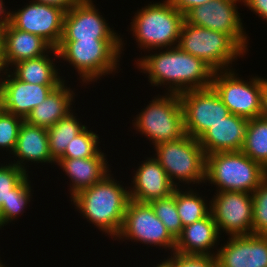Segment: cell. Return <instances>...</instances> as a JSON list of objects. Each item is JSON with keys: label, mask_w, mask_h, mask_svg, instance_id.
Segmentation results:
<instances>
[{"label": "cell", "mask_w": 267, "mask_h": 267, "mask_svg": "<svg viewBox=\"0 0 267 267\" xmlns=\"http://www.w3.org/2000/svg\"><path fill=\"white\" fill-rule=\"evenodd\" d=\"M133 176V186H129L131 200L149 203L156 199L169 197L173 194L176 186L168 178L166 171L155 159L147 157L139 164Z\"/></svg>", "instance_id": "18"}, {"label": "cell", "mask_w": 267, "mask_h": 267, "mask_svg": "<svg viewBox=\"0 0 267 267\" xmlns=\"http://www.w3.org/2000/svg\"><path fill=\"white\" fill-rule=\"evenodd\" d=\"M154 267H173L170 259L167 257V259H164L162 262H160V264H157L156 266L154 265Z\"/></svg>", "instance_id": "42"}, {"label": "cell", "mask_w": 267, "mask_h": 267, "mask_svg": "<svg viewBox=\"0 0 267 267\" xmlns=\"http://www.w3.org/2000/svg\"><path fill=\"white\" fill-rule=\"evenodd\" d=\"M29 176L27 175L15 188L11 190V195L0 207V229L9 222L17 219L20 213L23 214L32 195Z\"/></svg>", "instance_id": "29"}, {"label": "cell", "mask_w": 267, "mask_h": 267, "mask_svg": "<svg viewBox=\"0 0 267 267\" xmlns=\"http://www.w3.org/2000/svg\"><path fill=\"white\" fill-rule=\"evenodd\" d=\"M106 160V155L100 150L91 158H59L56 165L61 167L70 181V198L79 191L91 187L101 181L109 171L110 165Z\"/></svg>", "instance_id": "21"}, {"label": "cell", "mask_w": 267, "mask_h": 267, "mask_svg": "<svg viewBox=\"0 0 267 267\" xmlns=\"http://www.w3.org/2000/svg\"><path fill=\"white\" fill-rule=\"evenodd\" d=\"M246 7L267 22V0H243Z\"/></svg>", "instance_id": "36"}, {"label": "cell", "mask_w": 267, "mask_h": 267, "mask_svg": "<svg viewBox=\"0 0 267 267\" xmlns=\"http://www.w3.org/2000/svg\"><path fill=\"white\" fill-rule=\"evenodd\" d=\"M216 193L210 201L211 213L217 224L219 234L221 235L222 231L230 236L252 234V193L238 191Z\"/></svg>", "instance_id": "13"}, {"label": "cell", "mask_w": 267, "mask_h": 267, "mask_svg": "<svg viewBox=\"0 0 267 267\" xmlns=\"http://www.w3.org/2000/svg\"><path fill=\"white\" fill-rule=\"evenodd\" d=\"M230 70L215 71L211 87L219 95L230 113L247 119L260 117L262 78L253 76L250 81L237 77Z\"/></svg>", "instance_id": "9"}, {"label": "cell", "mask_w": 267, "mask_h": 267, "mask_svg": "<svg viewBox=\"0 0 267 267\" xmlns=\"http://www.w3.org/2000/svg\"><path fill=\"white\" fill-rule=\"evenodd\" d=\"M156 97L132 120L136 131L146 136L154 146L185 135L184 111L179 94L166 93Z\"/></svg>", "instance_id": "7"}, {"label": "cell", "mask_w": 267, "mask_h": 267, "mask_svg": "<svg viewBox=\"0 0 267 267\" xmlns=\"http://www.w3.org/2000/svg\"><path fill=\"white\" fill-rule=\"evenodd\" d=\"M122 40L60 41L58 55L77 71L82 82L97 81L119 68L123 53ZM82 77V78H81Z\"/></svg>", "instance_id": "3"}, {"label": "cell", "mask_w": 267, "mask_h": 267, "mask_svg": "<svg viewBox=\"0 0 267 267\" xmlns=\"http://www.w3.org/2000/svg\"><path fill=\"white\" fill-rule=\"evenodd\" d=\"M24 119L4 111L0 107V149L14 152L19 129Z\"/></svg>", "instance_id": "33"}, {"label": "cell", "mask_w": 267, "mask_h": 267, "mask_svg": "<svg viewBox=\"0 0 267 267\" xmlns=\"http://www.w3.org/2000/svg\"><path fill=\"white\" fill-rule=\"evenodd\" d=\"M112 175L110 172L98 183L79 191L71 202L87 221L116 240L130 196L129 187L124 188Z\"/></svg>", "instance_id": "2"}, {"label": "cell", "mask_w": 267, "mask_h": 267, "mask_svg": "<svg viewBox=\"0 0 267 267\" xmlns=\"http://www.w3.org/2000/svg\"><path fill=\"white\" fill-rule=\"evenodd\" d=\"M153 148L155 159L176 187H180V181L188 185L205 183L206 155L198 139L185 134L178 140L163 142Z\"/></svg>", "instance_id": "8"}, {"label": "cell", "mask_w": 267, "mask_h": 267, "mask_svg": "<svg viewBox=\"0 0 267 267\" xmlns=\"http://www.w3.org/2000/svg\"><path fill=\"white\" fill-rule=\"evenodd\" d=\"M151 3L139 9L130 23L139 48L149 52L177 46L184 14L169 0Z\"/></svg>", "instance_id": "4"}, {"label": "cell", "mask_w": 267, "mask_h": 267, "mask_svg": "<svg viewBox=\"0 0 267 267\" xmlns=\"http://www.w3.org/2000/svg\"><path fill=\"white\" fill-rule=\"evenodd\" d=\"M12 155L16 156L17 161L11 162L18 168L27 171L26 162L33 163H56L49 152L47 129L33 126L23 121ZM17 157L19 159H17Z\"/></svg>", "instance_id": "23"}, {"label": "cell", "mask_w": 267, "mask_h": 267, "mask_svg": "<svg viewBox=\"0 0 267 267\" xmlns=\"http://www.w3.org/2000/svg\"><path fill=\"white\" fill-rule=\"evenodd\" d=\"M5 3L3 0H0V27H6L9 23V14L10 11L5 9Z\"/></svg>", "instance_id": "40"}, {"label": "cell", "mask_w": 267, "mask_h": 267, "mask_svg": "<svg viewBox=\"0 0 267 267\" xmlns=\"http://www.w3.org/2000/svg\"><path fill=\"white\" fill-rule=\"evenodd\" d=\"M86 126L79 134L67 145L64 154L60 158H91L99 151V135Z\"/></svg>", "instance_id": "31"}, {"label": "cell", "mask_w": 267, "mask_h": 267, "mask_svg": "<svg viewBox=\"0 0 267 267\" xmlns=\"http://www.w3.org/2000/svg\"><path fill=\"white\" fill-rule=\"evenodd\" d=\"M116 239L134 240L142 244L162 246L175 251L176 239L155 215L149 203L131 200L128 202L123 224Z\"/></svg>", "instance_id": "10"}, {"label": "cell", "mask_w": 267, "mask_h": 267, "mask_svg": "<svg viewBox=\"0 0 267 267\" xmlns=\"http://www.w3.org/2000/svg\"><path fill=\"white\" fill-rule=\"evenodd\" d=\"M238 2L243 3V0H211L190 9L184 15V20L194 26L228 34L247 52L248 37L238 12Z\"/></svg>", "instance_id": "11"}, {"label": "cell", "mask_w": 267, "mask_h": 267, "mask_svg": "<svg viewBox=\"0 0 267 267\" xmlns=\"http://www.w3.org/2000/svg\"><path fill=\"white\" fill-rule=\"evenodd\" d=\"M219 240L217 224L210 213L207 217L183 227L181 235L176 239L175 252L216 256L217 251L213 252V249L219 245Z\"/></svg>", "instance_id": "22"}, {"label": "cell", "mask_w": 267, "mask_h": 267, "mask_svg": "<svg viewBox=\"0 0 267 267\" xmlns=\"http://www.w3.org/2000/svg\"><path fill=\"white\" fill-rule=\"evenodd\" d=\"M27 175L26 171L18 168L15 164H0V207L11 195V190Z\"/></svg>", "instance_id": "34"}, {"label": "cell", "mask_w": 267, "mask_h": 267, "mask_svg": "<svg viewBox=\"0 0 267 267\" xmlns=\"http://www.w3.org/2000/svg\"><path fill=\"white\" fill-rule=\"evenodd\" d=\"M138 61V62H137ZM135 60L137 68L148 74L151 86H165L167 93L211 87L214 70L204 61L178 46Z\"/></svg>", "instance_id": "1"}, {"label": "cell", "mask_w": 267, "mask_h": 267, "mask_svg": "<svg viewBox=\"0 0 267 267\" xmlns=\"http://www.w3.org/2000/svg\"><path fill=\"white\" fill-rule=\"evenodd\" d=\"M179 96L184 111L185 134L194 139L231 114L212 87L185 91Z\"/></svg>", "instance_id": "12"}, {"label": "cell", "mask_w": 267, "mask_h": 267, "mask_svg": "<svg viewBox=\"0 0 267 267\" xmlns=\"http://www.w3.org/2000/svg\"><path fill=\"white\" fill-rule=\"evenodd\" d=\"M252 234L267 236V177L252 192Z\"/></svg>", "instance_id": "32"}, {"label": "cell", "mask_w": 267, "mask_h": 267, "mask_svg": "<svg viewBox=\"0 0 267 267\" xmlns=\"http://www.w3.org/2000/svg\"><path fill=\"white\" fill-rule=\"evenodd\" d=\"M5 27H0V72L3 70V32Z\"/></svg>", "instance_id": "41"}, {"label": "cell", "mask_w": 267, "mask_h": 267, "mask_svg": "<svg viewBox=\"0 0 267 267\" xmlns=\"http://www.w3.org/2000/svg\"><path fill=\"white\" fill-rule=\"evenodd\" d=\"M0 267H7V266H5V264L3 265L2 261L0 260Z\"/></svg>", "instance_id": "43"}, {"label": "cell", "mask_w": 267, "mask_h": 267, "mask_svg": "<svg viewBox=\"0 0 267 267\" xmlns=\"http://www.w3.org/2000/svg\"><path fill=\"white\" fill-rule=\"evenodd\" d=\"M177 46L204 61L214 71L230 70L237 57L246 53L228 34L194 26L185 20Z\"/></svg>", "instance_id": "6"}, {"label": "cell", "mask_w": 267, "mask_h": 267, "mask_svg": "<svg viewBox=\"0 0 267 267\" xmlns=\"http://www.w3.org/2000/svg\"><path fill=\"white\" fill-rule=\"evenodd\" d=\"M0 77V107L24 120L53 89L59 86L30 84L20 81L10 73V69L2 70Z\"/></svg>", "instance_id": "16"}, {"label": "cell", "mask_w": 267, "mask_h": 267, "mask_svg": "<svg viewBox=\"0 0 267 267\" xmlns=\"http://www.w3.org/2000/svg\"><path fill=\"white\" fill-rule=\"evenodd\" d=\"M32 1L56 6L67 12L75 5L79 4L82 0H32Z\"/></svg>", "instance_id": "38"}, {"label": "cell", "mask_w": 267, "mask_h": 267, "mask_svg": "<svg viewBox=\"0 0 267 267\" xmlns=\"http://www.w3.org/2000/svg\"><path fill=\"white\" fill-rule=\"evenodd\" d=\"M54 59L47 53L38 58L26 59L14 64L13 72L17 79L30 84L60 85L65 80L59 75Z\"/></svg>", "instance_id": "25"}, {"label": "cell", "mask_w": 267, "mask_h": 267, "mask_svg": "<svg viewBox=\"0 0 267 267\" xmlns=\"http://www.w3.org/2000/svg\"><path fill=\"white\" fill-rule=\"evenodd\" d=\"M74 115L73 111L70 112L54 126L47 129L49 152L55 162L64 154L72 139L86 127Z\"/></svg>", "instance_id": "26"}, {"label": "cell", "mask_w": 267, "mask_h": 267, "mask_svg": "<svg viewBox=\"0 0 267 267\" xmlns=\"http://www.w3.org/2000/svg\"><path fill=\"white\" fill-rule=\"evenodd\" d=\"M169 257L173 267H216L215 256L182 254L174 251Z\"/></svg>", "instance_id": "35"}, {"label": "cell", "mask_w": 267, "mask_h": 267, "mask_svg": "<svg viewBox=\"0 0 267 267\" xmlns=\"http://www.w3.org/2000/svg\"><path fill=\"white\" fill-rule=\"evenodd\" d=\"M260 117L267 119V79L262 78Z\"/></svg>", "instance_id": "39"}, {"label": "cell", "mask_w": 267, "mask_h": 267, "mask_svg": "<svg viewBox=\"0 0 267 267\" xmlns=\"http://www.w3.org/2000/svg\"><path fill=\"white\" fill-rule=\"evenodd\" d=\"M99 13L92 0H82L65 12L60 41L123 40Z\"/></svg>", "instance_id": "15"}, {"label": "cell", "mask_w": 267, "mask_h": 267, "mask_svg": "<svg viewBox=\"0 0 267 267\" xmlns=\"http://www.w3.org/2000/svg\"><path fill=\"white\" fill-rule=\"evenodd\" d=\"M189 189L182 191L180 187H176V207L183 227L199 221L211 213V201L208 206L205 198L191 188Z\"/></svg>", "instance_id": "28"}, {"label": "cell", "mask_w": 267, "mask_h": 267, "mask_svg": "<svg viewBox=\"0 0 267 267\" xmlns=\"http://www.w3.org/2000/svg\"><path fill=\"white\" fill-rule=\"evenodd\" d=\"M217 249L216 267H267V236H229Z\"/></svg>", "instance_id": "17"}, {"label": "cell", "mask_w": 267, "mask_h": 267, "mask_svg": "<svg viewBox=\"0 0 267 267\" xmlns=\"http://www.w3.org/2000/svg\"><path fill=\"white\" fill-rule=\"evenodd\" d=\"M171 4L182 14H186L190 9L208 3L211 0H169Z\"/></svg>", "instance_id": "37"}, {"label": "cell", "mask_w": 267, "mask_h": 267, "mask_svg": "<svg viewBox=\"0 0 267 267\" xmlns=\"http://www.w3.org/2000/svg\"><path fill=\"white\" fill-rule=\"evenodd\" d=\"M70 87L65 85V81L57 88L53 89L45 100L37 105L25 118L28 124L49 129L60 119L72 112L71 105L76 96Z\"/></svg>", "instance_id": "24"}, {"label": "cell", "mask_w": 267, "mask_h": 267, "mask_svg": "<svg viewBox=\"0 0 267 267\" xmlns=\"http://www.w3.org/2000/svg\"><path fill=\"white\" fill-rule=\"evenodd\" d=\"M47 53H53L59 58L57 49L42 37L16 29L10 22L4 28L3 70L12 69L19 61L38 58Z\"/></svg>", "instance_id": "19"}, {"label": "cell", "mask_w": 267, "mask_h": 267, "mask_svg": "<svg viewBox=\"0 0 267 267\" xmlns=\"http://www.w3.org/2000/svg\"><path fill=\"white\" fill-rule=\"evenodd\" d=\"M30 2L17 11L9 10V22L16 29L38 35L57 48L62 38L65 11L56 6Z\"/></svg>", "instance_id": "14"}, {"label": "cell", "mask_w": 267, "mask_h": 267, "mask_svg": "<svg viewBox=\"0 0 267 267\" xmlns=\"http://www.w3.org/2000/svg\"><path fill=\"white\" fill-rule=\"evenodd\" d=\"M248 121L247 118L231 113L208 128L198 138L205 155L241 151L247 134Z\"/></svg>", "instance_id": "20"}, {"label": "cell", "mask_w": 267, "mask_h": 267, "mask_svg": "<svg viewBox=\"0 0 267 267\" xmlns=\"http://www.w3.org/2000/svg\"><path fill=\"white\" fill-rule=\"evenodd\" d=\"M267 170V119H249L247 134L241 150Z\"/></svg>", "instance_id": "27"}, {"label": "cell", "mask_w": 267, "mask_h": 267, "mask_svg": "<svg viewBox=\"0 0 267 267\" xmlns=\"http://www.w3.org/2000/svg\"><path fill=\"white\" fill-rule=\"evenodd\" d=\"M267 177V170L242 151L206 155L205 183L216 185L217 192L252 193Z\"/></svg>", "instance_id": "5"}, {"label": "cell", "mask_w": 267, "mask_h": 267, "mask_svg": "<svg viewBox=\"0 0 267 267\" xmlns=\"http://www.w3.org/2000/svg\"><path fill=\"white\" fill-rule=\"evenodd\" d=\"M149 204L170 234L177 239L183 231V225L176 207V188L169 197L153 200Z\"/></svg>", "instance_id": "30"}]
</instances>
